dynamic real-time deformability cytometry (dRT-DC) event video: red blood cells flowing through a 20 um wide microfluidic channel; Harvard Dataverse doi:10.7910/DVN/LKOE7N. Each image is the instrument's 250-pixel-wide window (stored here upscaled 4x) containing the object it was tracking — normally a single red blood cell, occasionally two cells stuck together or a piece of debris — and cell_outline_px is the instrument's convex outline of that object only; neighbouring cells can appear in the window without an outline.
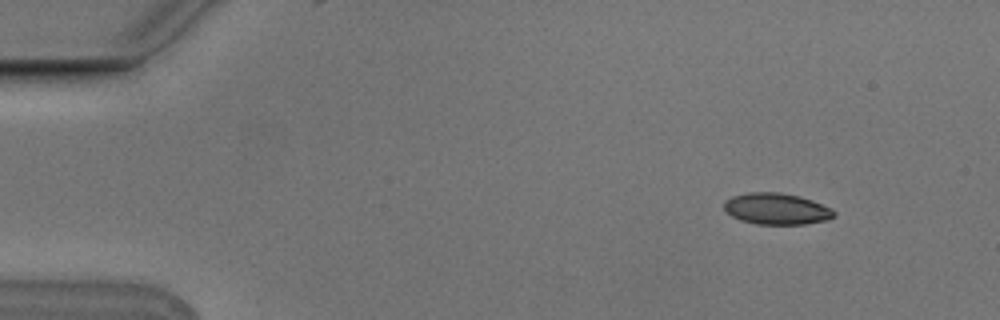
{"species": "Egyptian fruit bat (a non-hibernating species)", "species_latin": "Rousettus aegyptiacus", "temperature_condition": "cold", "stored_images_in_passage": 5, "camera_frame_rate_fps": 3000, "um_per_image_px": 0.085, "animal": {"sex": "male"}, "frame": {"image": 1, "passage_image": 1, "time_ms": 0.0, "image_size_px": [1000, 320], "cell_outline_px": [[836, 216], [828, 220], [804, 224], [756, 224], [740, 220], [732, 216], [724, 208], [724, 200], [732, 196], [748, 192], [780, 192], [800, 196], [812, 200], [832, 208], [836, 212]], "centroid_in_image_um": [66.03, 17.74], "position_along_channel_um": 19.0, "area_um2": 20.29}}